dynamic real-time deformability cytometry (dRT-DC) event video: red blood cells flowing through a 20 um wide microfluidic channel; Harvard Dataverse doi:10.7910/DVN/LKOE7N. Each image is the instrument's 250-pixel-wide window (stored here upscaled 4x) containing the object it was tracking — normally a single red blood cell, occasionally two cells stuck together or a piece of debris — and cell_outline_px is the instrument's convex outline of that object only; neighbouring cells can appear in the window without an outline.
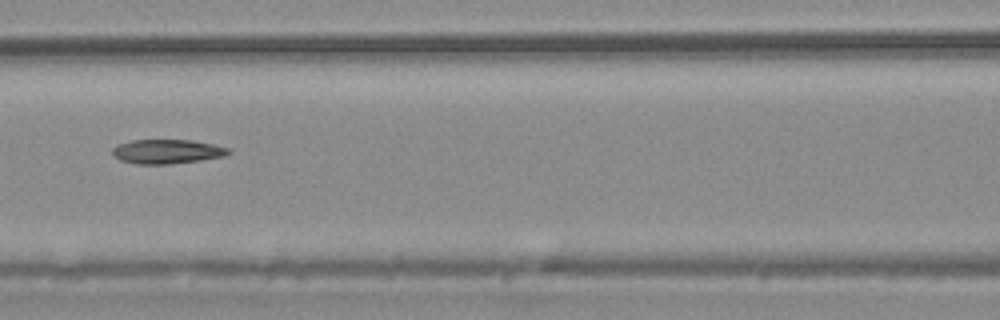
{"species": "common noctule bat (a hibernating species)", "species_latin": "Nyctalus noctula", "temperature_condition": "warm", "stored_images_in_passage": 23, "segment_of_instrument_passage": [2, 2], "camera_frame_rate_fps": 3000, "um_per_image_px": 0.085, "animal": {"sex": "male", "body_mass_g": 20.4}, "frame": {"image": 1, "passage_image": 17, "time_ms": 5.333, "image_size_px": [1000, 320], "cell_outline_px": [[232, 152], [224, 156], [200, 160], [168, 164], [136, 164], [120, 160], [112, 156], [112, 148], [116, 144], [132, 140], [192, 140], [212, 144], [228, 148]], "centroid_in_image_um": [14.15, 12.88], "position_along_channel_um": 152.5, "area_um2": 16.47}}
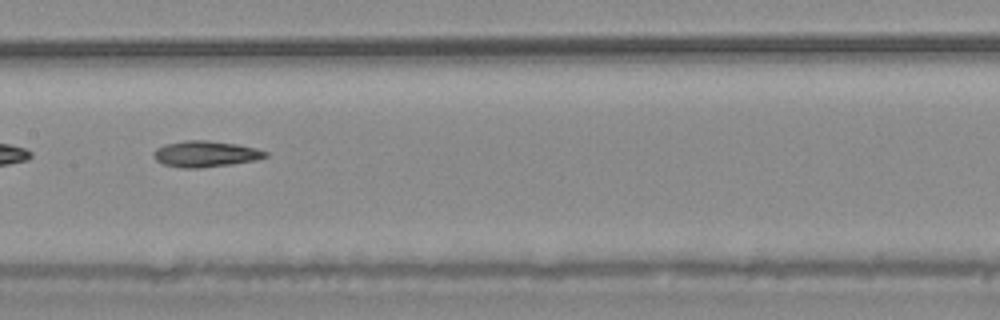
{"frame": {"image": 2, "passage_image": 20, "time_ms": 6.333, "image_size_px": [1000, 320], "cell_outline_px": [[268, 156], [256, 160], [232, 164], [200, 168], [180, 168], [164, 164], [156, 160], [152, 156], [152, 152], [156, 148], [164, 144], [184, 140], [204, 140], [236, 144], [256, 148], [268, 152]], "centroid_in_image_um": [17.43, 13.08], "position_along_channel_um": 190.0, "area_um2": 17.11}}